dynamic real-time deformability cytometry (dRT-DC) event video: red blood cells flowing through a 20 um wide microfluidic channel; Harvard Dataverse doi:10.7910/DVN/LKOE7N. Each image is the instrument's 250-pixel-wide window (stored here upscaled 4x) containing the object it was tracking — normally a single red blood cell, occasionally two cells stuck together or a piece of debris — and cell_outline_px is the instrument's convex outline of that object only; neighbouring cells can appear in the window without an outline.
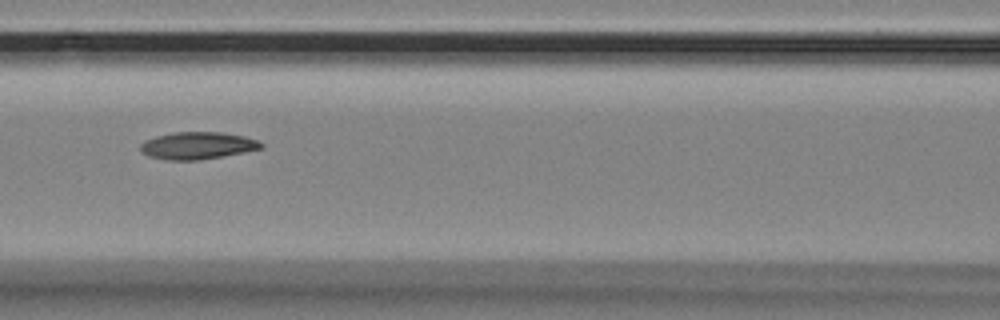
{"species": "Egyptian fruit bat (a non-hibernating species)", "species_latin": "Rousettus aegyptiacus", "temperature_condition": "room temperature", "stored_images_in_passage": 11, "camera_frame_rate_fps": 3000, "um_per_image_px": 0.085, "animal": {"sex": "female"}, "frame": {"image": 1, "passage_image": 7, "time_ms": 2.0, "image_size_px": [1000, 320], "cell_outline_px": [[264, 148], [224, 156], [200, 160], [168, 160], [148, 156], [140, 152], [140, 144], [144, 140], [156, 136], [172, 132], [224, 132], [244, 136], [256, 140], [264, 144]], "centroid_in_image_um": [16.77, 12.37], "position_along_channel_um": 149.8, "area_um2": 19.36}}
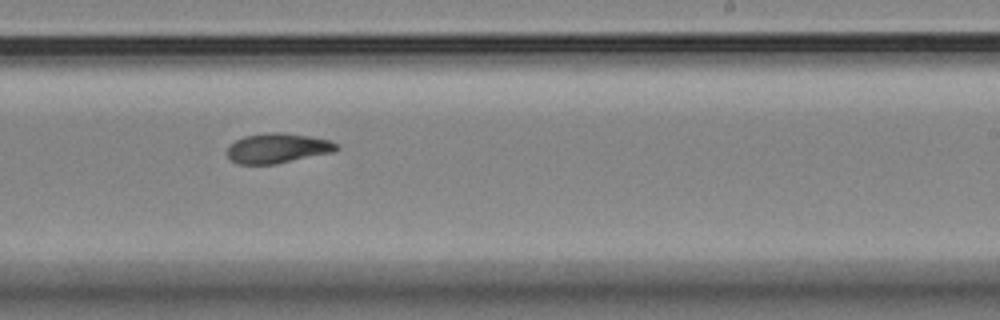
{"frame": {"image": 2, "passage_image": 10, "time_ms": 3.0, "image_size_px": [1000, 320], "cell_outline_px": [[340, 148], [336, 152], [276, 164], [240, 164], [232, 160], [228, 156], [228, 144], [244, 136], [268, 132], [280, 132], [308, 136], [332, 140], [340, 144]], "centroid_in_image_um": [23.66, 12.59], "position_along_channel_um": 265.3, "area_um2": 19.31}}
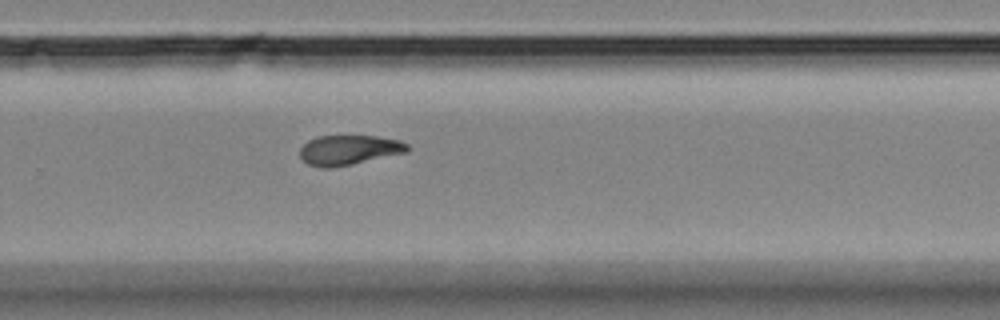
{"frame": {"image": 3, "passage_image": 11, "time_ms": 3.333, "image_size_px": [1000, 320], "cell_outline_px": [[408, 152], [352, 164], [332, 168], [320, 168], [308, 164], [300, 156], [300, 148], [308, 140], [316, 136], [376, 136], [400, 140], [408, 144]], "centroid_in_image_um": [29.65, 12.75], "position_along_channel_um": 300.1, "area_um2": 18.73}}